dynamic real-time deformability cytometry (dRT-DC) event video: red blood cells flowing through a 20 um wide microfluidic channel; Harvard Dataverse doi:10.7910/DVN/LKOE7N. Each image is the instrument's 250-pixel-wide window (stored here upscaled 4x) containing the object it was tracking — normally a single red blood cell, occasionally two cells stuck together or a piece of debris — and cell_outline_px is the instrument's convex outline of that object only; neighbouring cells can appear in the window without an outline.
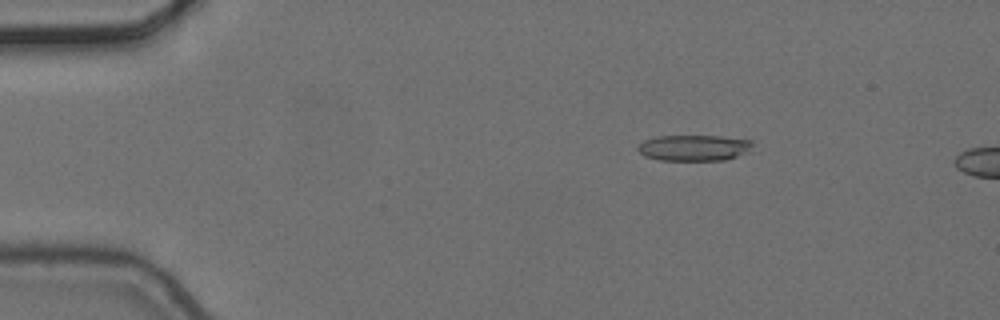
{"species": "common noctule bat (a hibernating species)", "species_latin": "Nyctalus noctula", "temperature_condition": "cold", "stored_images_in_passage": 2, "camera_frame_rate_fps": 3000, "um_per_image_px": 0.085, "animal": {"sex": "female", "body_mass_g": 24.6, "forearm_length_mm": 56.2}, "frame": {"image": 1, "passage_image": 1, "time_ms": 0.0, "image_size_px": [1000, 320], "cell_outline_px": [[752, 144], [748, 152], [724, 160], [660, 160], [644, 156], [636, 148], [644, 140], [656, 136], [720, 136], [752, 140]], "centroid_in_image_um": [58.97, 12.56], "position_along_channel_um": 26.0, "area_um2": 17.28}}